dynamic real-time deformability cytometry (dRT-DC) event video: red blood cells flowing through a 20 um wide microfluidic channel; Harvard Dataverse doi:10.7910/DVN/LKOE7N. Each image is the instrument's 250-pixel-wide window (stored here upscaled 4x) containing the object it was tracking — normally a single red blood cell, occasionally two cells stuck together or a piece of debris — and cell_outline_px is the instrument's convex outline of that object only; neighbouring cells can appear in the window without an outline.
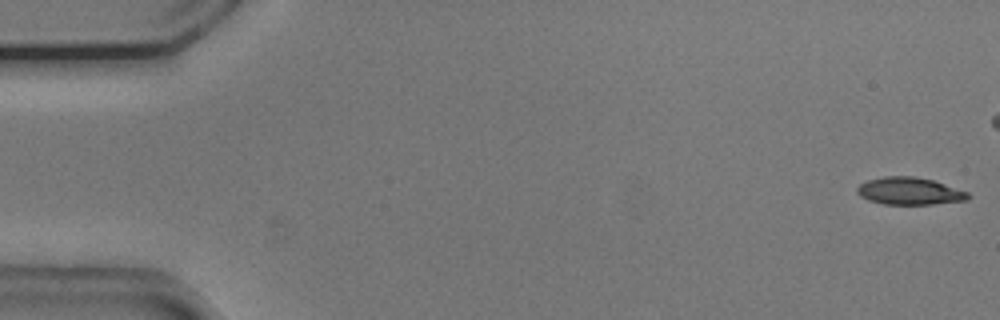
{"species": "common noctule bat (a hibernating species)", "species_latin": "Nyctalus noctula", "temperature_condition": "cold", "stored_images_in_passage": 16, "camera_frame_rate_fps": 3000, "um_per_image_px": 0.085, "animal": {"sex": "male", "body_mass_g": 20.5, "forearm_length_mm": 52.5}, "frame": {"image": 1, "passage_image": 1, "time_ms": 0.0, "image_size_px": [1000, 320], "cell_outline_px": [[972, 196], [968, 200], [932, 204], [884, 204], [868, 200], [860, 196], [856, 192], [856, 188], [860, 184], [868, 180], [884, 176], [916, 176], [932, 180], [968, 192]], "centroid_in_image_um": [77.3, 16.24], "position_along_channel_um": 7.7, "area_um2": 17.69}}
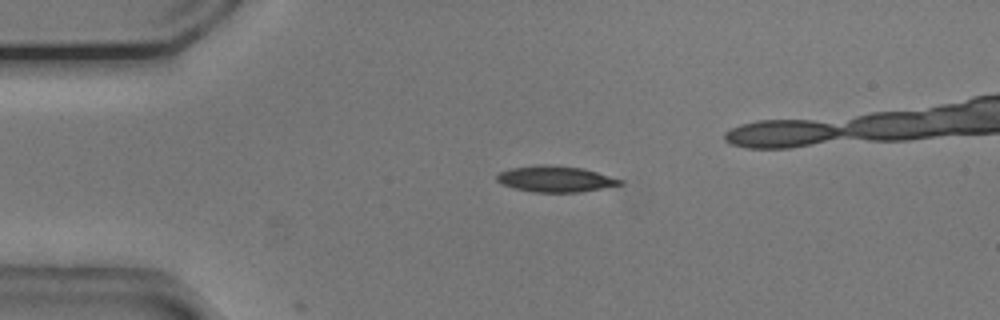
{"frame": {"image": 2, "passage_image": 12, "time_ms": 3.667, "image_size_px": [1000, 320], "cell_outline_px": [[624, 184], [576, 192], [532, 192], [500, 184], [496, 180], [496, 176], [500, 172], [508, 168], [540, 164], [548, 164], [580, 168], [596, 172], [624, 180]], "centroid_in_image_um": [47.16, 15.2], "position_along_channel_um": 37.8, "area_um2": 18.61}}